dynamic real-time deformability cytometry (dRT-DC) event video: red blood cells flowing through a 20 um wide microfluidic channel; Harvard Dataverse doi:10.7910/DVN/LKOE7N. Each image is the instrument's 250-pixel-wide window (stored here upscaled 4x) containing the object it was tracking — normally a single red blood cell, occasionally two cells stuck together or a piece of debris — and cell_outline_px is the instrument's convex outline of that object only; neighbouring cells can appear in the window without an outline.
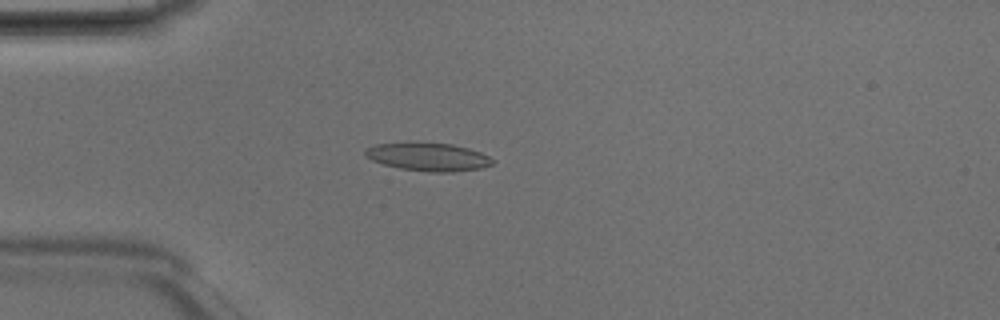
{"species": "Egyptian fruit bat (a non-hibernating species)", "species_latin": "Rousettus aegyptiacus", "temperature_condition": "room temperature", "stored_images_in_passage": 47, "camera_frame_rate_fps": 3000, "um_per_image_px": 0.085, "animal": {"sex": "male"}, "frame": {"image": 1, "passage_image": 12, "time_ms": 3.667, "image_size_px": [1000, 320], "cell_outline_px": [[492, 164], [480, 168], [452, 172], [428, 172], [400, 168], [384, 164], [372, 160], [364, 156], [364, 148], [376, 144], [452, 144], [468, 148], [480, 152], [488, 156], [492, 160]], "centroid_in_image_um": [36.37, 13.35], "position_along_channel_um": 48.6, "area_um2": 20.29}}
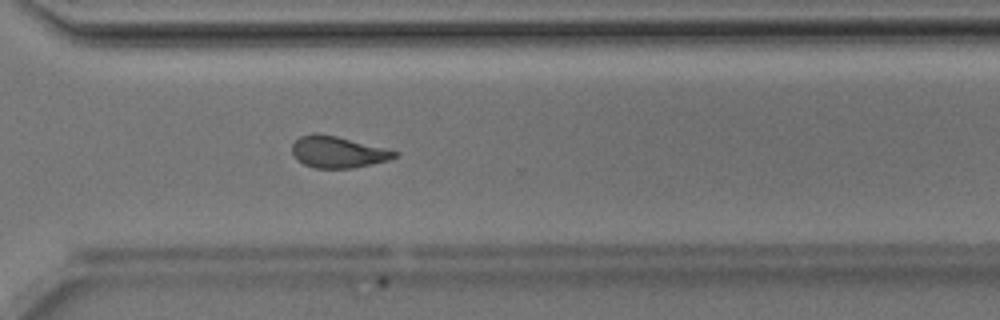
{"frame": {"image": 2, "passage_image": 34, "time_ms": 11.0, "image_size_px": [1000, 320], "cell_outline_px": [[400, 152], [396, 156], [388, 160], [372, 164], [352, 168], [316, 168], [304, 164], [296, 160], [292, 152], [292, 144], [300, 136], [312, 132], [320, 132]], "centroid_in_image_um": [28.67, 12.91], "position_along_channel_um": 341.9, "area_um2": 18.84}}
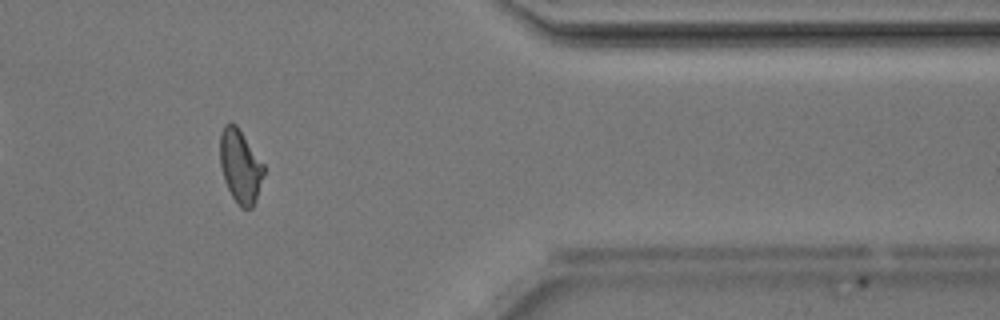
{"frame": {"image": 3, "passage_image": 39, "time_ms": 12.667, "image_size_px": [1000, 320], "cell_outline_px": [[264, 172], [256, 200], [252, 208], [240, 208], [232, 196], [224, 180], [220, 164], [220, 132], [224, 124], [228, 120], [232, 120], [236, 124], [264, 164]], "centroid_in_image_um": [20.4, 14.08], "position_along_channel_um": 391.0, "area_um2": 18.84}, "authors_computed_cell_mechanics": {"area_um2": 19.4786, "velocity_mm_per_s": 4.1992, "shape_relaxation_time_tau1_ms": 9.6222, "shape_relaxation_time_tau2_ms": 2.8983, "deformation_change_tau1": 0.215, "deformation_change_tau2": 0.1123}}